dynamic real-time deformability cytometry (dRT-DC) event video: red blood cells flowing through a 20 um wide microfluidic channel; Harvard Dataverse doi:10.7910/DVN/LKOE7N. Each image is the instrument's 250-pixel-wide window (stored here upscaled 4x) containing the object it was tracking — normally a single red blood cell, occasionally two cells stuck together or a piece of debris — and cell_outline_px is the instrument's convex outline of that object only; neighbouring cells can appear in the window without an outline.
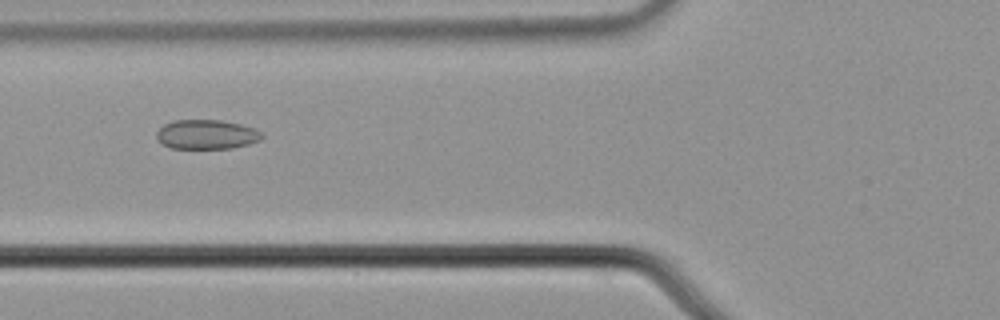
{"species": "common noctule bat (a hibernating species)", "species_latin": "Nyctalus noctula", "temperature_condition": "cold", "stored_images_in_passage": 39, "camera_frame_rate_fps": 3000, "um_per_image_px": 0.085, "animal": {"sex": "male", "body_mass_g": 21.5, "forearm_length_mm": 52.0}, "frame": {"image": 1, "passage_image": 6, "time_ms": 1.667, "image_size_px": [1000, 320], "cell_outline_px": [[264, 136], [260, 140], [248, 144], [232, 148], [172, 148], [160, 144], [156, 140], [156, 132], [164, 124], [172, 120], [220, 120], [240, 124], [256, 128]], "centroid_in_image_um": [17.53, 11.42], "position_along_channel_um": 108.3, "area_um2": 18.21}}
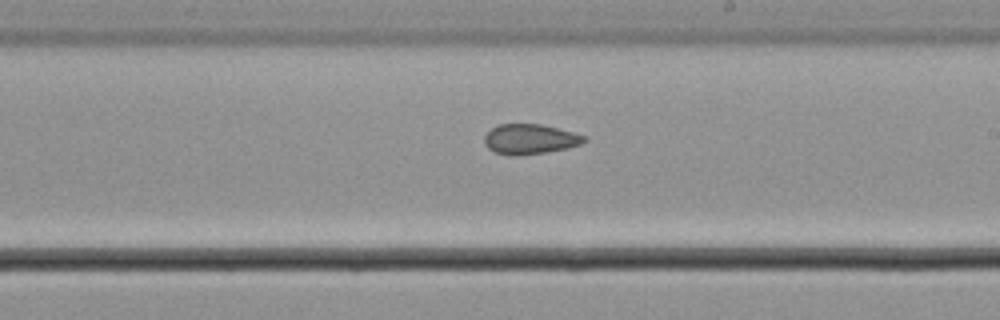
{"frame": {"image": 2, "passage_image": 17, "time_ms": 5.333, "image_size_px": [1000, 320], "cell_outline_px": [[588, 140], [580, 144], [568, 148], [544, 152], [516, 156], [508, 156], [492, 152], [484, 144], [484, 136], [492, 128], [500, 124], [540, 124], [588, 136]], "centroid_in_image_um": [45.03, 11.84], "position_along_channel_um": 244.0, "area_um2": 17.57}}
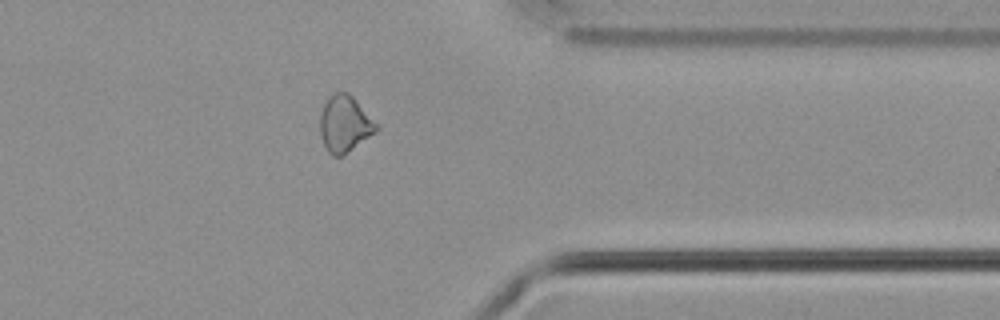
{"frame": {"image": 3, "passage_image": 29, "time_ms": 9.333, "image_size_px": [1000, 320], "cell_outline_px": [[380, 128], [376, 132], [340, 156], [332, 156], [328, 152], [324, 144], [320, 132], [320, 112], [328, 96], [336, 92], [348, 92], [356, 100]], "centroid_in_image_um": [29.28, 10.51], "position_along_channel_um": 382.1, "area_um2": 18.21}}